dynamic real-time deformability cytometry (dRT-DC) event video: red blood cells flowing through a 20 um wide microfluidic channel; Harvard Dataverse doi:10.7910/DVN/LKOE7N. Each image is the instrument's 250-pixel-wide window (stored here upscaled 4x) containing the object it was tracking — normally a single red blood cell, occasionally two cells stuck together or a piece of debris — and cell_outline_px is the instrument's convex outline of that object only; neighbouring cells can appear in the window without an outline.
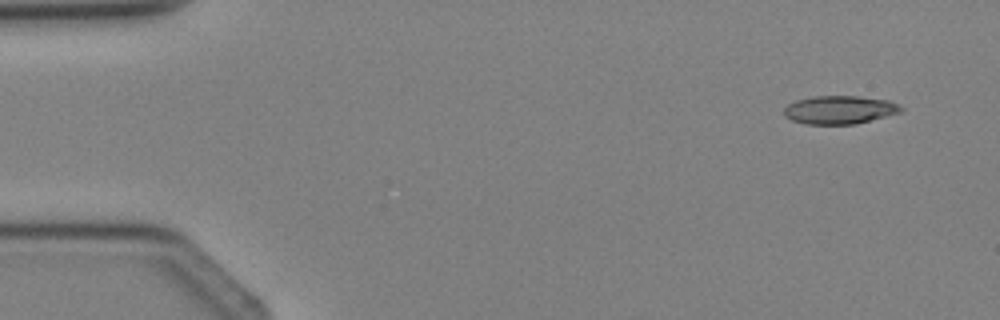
{"species": "Egyptian fruit bat (a non-hibernating species)", "species_latin": "Rousettus aegyptiacus", "temperature_condition": "cold", "stored_images_in_passage": 2, "camera_frame_rate_fps": 3000, "um_per_image_px": 0.085, "animal": {"sex": "female"}, "frame": {"image": 1, "passage_image": 2, "time_ms": 1.0, "image_size_px": [1000, 320], "cell_outline_px": [[904, 108], [900, 112], [856, 124], [804, 124], [792, 120], [784, 116], [784, 108], [788, 104], [796, 100], [812, 96], [860, 96], [888, 100], [900, 104]], "centroid_in_image_um": [71.36, 9.33], "position_along_channel_um": 13.6, "area_um2": 19.36}}